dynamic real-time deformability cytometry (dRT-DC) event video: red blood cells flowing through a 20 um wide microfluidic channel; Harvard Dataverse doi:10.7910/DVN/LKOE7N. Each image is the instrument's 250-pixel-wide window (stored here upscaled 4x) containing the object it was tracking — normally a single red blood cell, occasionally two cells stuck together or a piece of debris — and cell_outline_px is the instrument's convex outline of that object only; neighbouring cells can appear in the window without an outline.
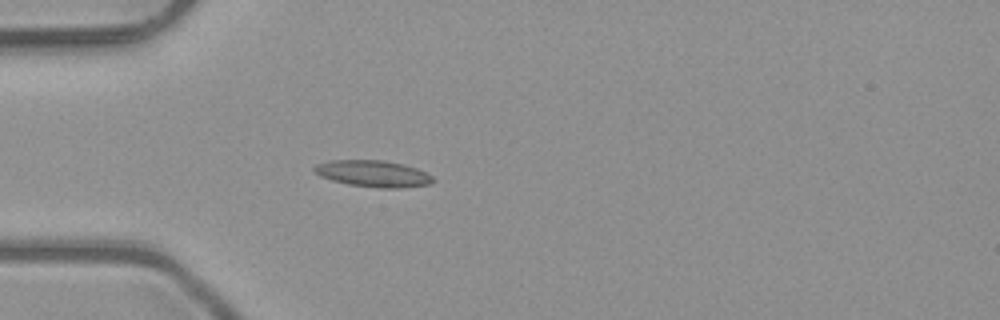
{"species": "common noctule bat (a hibernating species)", "species_latin": "Nyctalus noctula", "temperature_condition": "room temperature", "stored_images_in_passage": 5, "camera_frame_rate_fps": 3000, "um_per_image_px": 0.085, "animal": {"sex": "male", "body_mass_g": 23.1, "forearm_length_mm": 52.7}, "frame": {"image": 1, "passage_image": 5, "time_ms": 1.333, "image_size_px": [1000, 320], "cell_outline_px": [[436, 180], [432, 184], [404, 188], [380, 188], [348, 184], [332, 180], [320, 176], [312, 168], [316, 164], [332, 160], [384, 160], [404, 164], [416, 168], [432, 176]], "centroid_in_image_um": [31.75, 14.76], "position_along_channel_um": 53.2, "area_um2": 18.44}}